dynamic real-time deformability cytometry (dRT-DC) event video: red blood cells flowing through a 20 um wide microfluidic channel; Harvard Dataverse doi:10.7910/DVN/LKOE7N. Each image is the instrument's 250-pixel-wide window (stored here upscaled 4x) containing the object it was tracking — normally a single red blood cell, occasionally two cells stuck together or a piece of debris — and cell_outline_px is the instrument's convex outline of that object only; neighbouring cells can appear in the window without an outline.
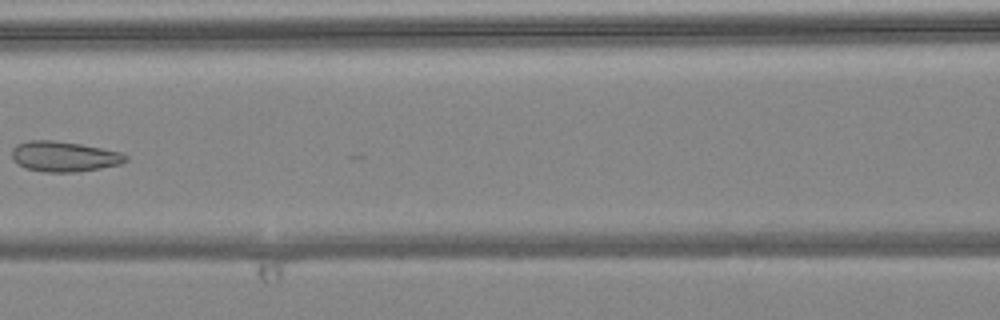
{"species": "common noctule bat (a hibernating species)", "species_latin": "Nyctalus noctula", "temperature_condition": "warm", "stored_images_in_passage": 7, "camera_frame_rate_fps": 3000, "um_per_image_px": 0.085, "animal": {"sex": "female", "body_mass_g": 24.6, "forearm_length_mm": 56.2}, "frame": {"image": 1, "passage_image": 6, "time_ms": 1.667, "image_size_px": [1000, 320], "cell_outline_px": [[128, 160], [120, 164], [100, 168], [76, 172], [44, 172], [24, 168], [12, 160], [12, 148], [16, 144], [28, 140], [52, 140], [80, 144], [120, 152], [128, 156]], "centroid_in_image_um": [5.41, 13.3], "position_along_channel_um": 161.2, "area_um2": 20.17}}
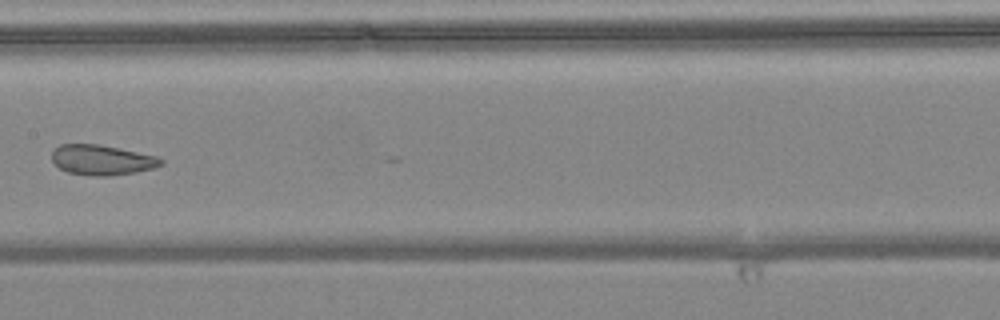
{"frame": {"image": 2, "passage_image": 7, "time_ms": 2.0, "image_size_px": [1000, 320], "cell_outline_px": [[164, 164], [152, 168], [136, 172], [108, 176], [92, 176], [68, 172], [60, 168], [52, 160], [52, 148], [60, 144], [96, 144], [156, 156], [164, 160]], "centroid_in_image_um": [8.63, 13.6], "position_along_channel_um": 198.8, "area_um2": 19.02}}